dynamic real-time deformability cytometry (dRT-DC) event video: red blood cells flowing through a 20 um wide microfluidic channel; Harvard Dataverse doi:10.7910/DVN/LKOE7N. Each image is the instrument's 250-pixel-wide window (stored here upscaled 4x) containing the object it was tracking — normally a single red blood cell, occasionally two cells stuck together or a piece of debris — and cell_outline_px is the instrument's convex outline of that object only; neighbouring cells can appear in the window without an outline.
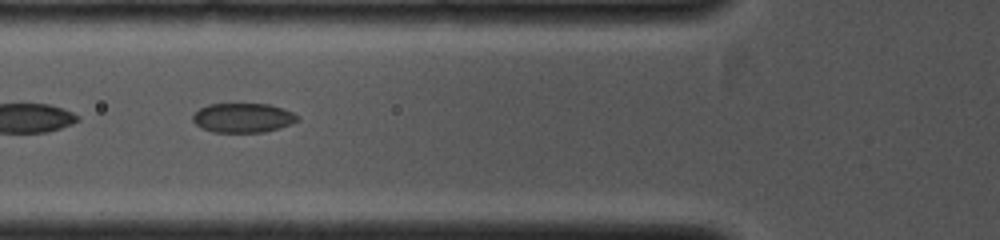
{"species": "common noctule bat (a hibernating species)", "species_latin": "Nyctalus noctula", "temperature_condition": "cold", "stored_images_in_passage": 20, "camera_frame_rate_fps": 4000, "um_per_image_px": 0.085, "animal": {"sex": "female", "body_mass_g": 19.0, "forearm_length_mm": 53.3}, "frame": {"image": 1, "passage_image": 4, "time_ms": 0.75, "image_size_px": [1000, 240], "cell_outline_px": [[300, 120], [292, 124], [280, 128], [264, 132], [212, 132], [200, 128], [192, 120], [192, 116], [200, 108], [208, 104], [268, 104], [284, 108], [300, 116]], "centroid_in_image_um": [20.68, 10.02], "position_along_channel_um": 105.1, "area_um2": 18.15}}
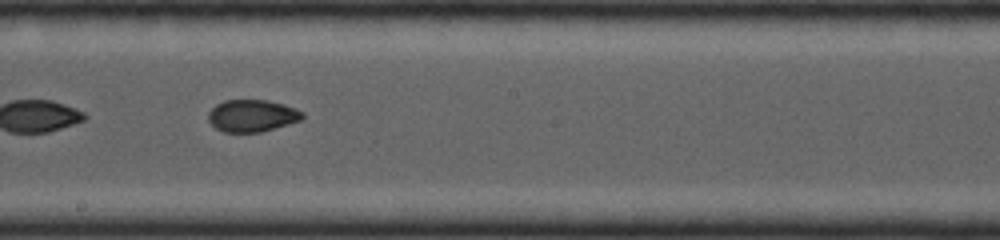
{"frame": {"image": 2, "passage_image": 9, "time_ms": 2.0, "image_size_px": [1000, 240], "cell_outline_px": [[304, 116], [300, 120], [288, 124], [260, 132], [224, 132], [216, 128], [208, 120], [208, 112], [216, 104], [224, 100], [268, 100], [296, 108], [304, 112]], "centroid_in_image_um": [21.42, 9.83], "position_along_channel_um": 226.8, "area_um2": 17.57}}
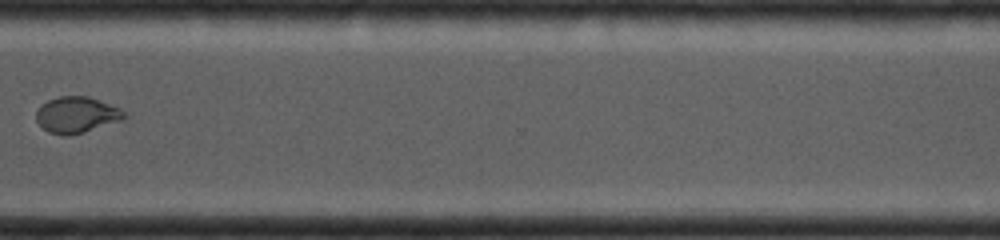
{"frame": {"image": 3, "passage_image": 15, "time_ms": 3.5, "image_size_px": [1000, 240], "cell_outline_px": [[128, 116], [124, 120], [84, 132], [68, 136], [64, 136], [48, 132], [36, 120], [36, 108], [40, 104], [48, 100], [60, 96], [88, 96], [120, 108]], "centroid_in_image_um": [6.51, 9.76], "position_along_channel_um": 364.1, "area_um2": 18.73}}